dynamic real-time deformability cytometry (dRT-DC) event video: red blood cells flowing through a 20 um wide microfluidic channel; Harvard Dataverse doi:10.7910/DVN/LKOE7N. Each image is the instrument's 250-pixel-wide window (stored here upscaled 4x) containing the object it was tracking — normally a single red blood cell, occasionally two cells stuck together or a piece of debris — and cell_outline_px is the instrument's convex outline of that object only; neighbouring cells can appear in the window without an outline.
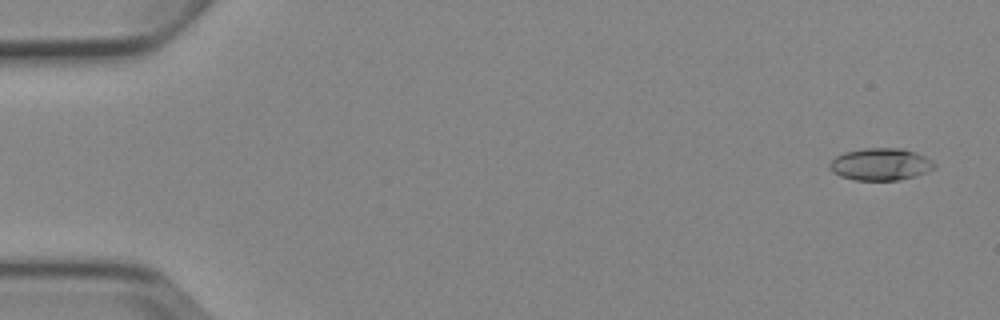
{"species": "Egyptian fruit bat (a non-hibernating species)", "species_latin": "Rousettus aegyptiacus", "temperature_condition": "cold", "stored_images_in_passage": 4, "camera_frame_rate_fps": 3000, "um_per_image_px": 0.085, "animal": {"sex": "female"}, "frame": {"image": 1, "passage_image": 1, "time_ms": 0.0, "image_size_px": [1000, 320], "cell_outline_px": [[936, 168], [916, 176], [900, 180], [852, 180], [840, 176], [832, 172], [828, 168], [828, 164], [836, 156], [844, 152], [864, 148], [904, 148], [916, 152], [932, 160], [936, 164]], "centroid_in_image_um": [74.85, 13.96], "position_along_channel_um": 10.2, "area_um2": 19.94}}
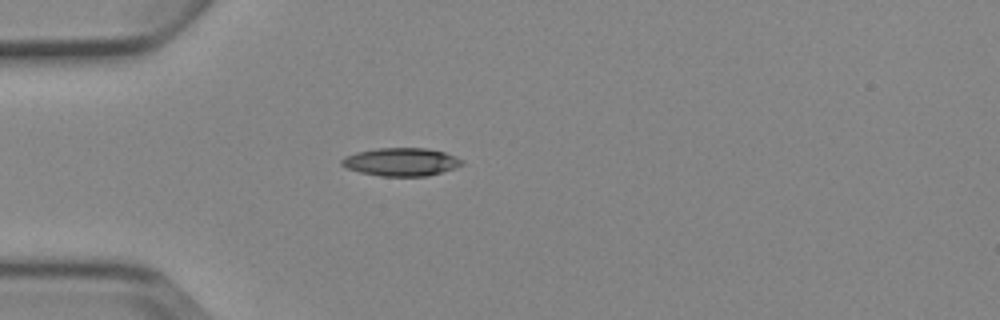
{"frame": {"image": 2, "passage_image": 4, "time_ms": 4.333, "image_size_px": [1000, 320], "cell_outline_px": [[464, 164], [428, 176], [380, 176], [360, 172], [348, 168], [340, 164], [340, 160], [344, 156], [356, 152], [376, 148], [428, 148], [444, 152], [464, 160]], "centroid_in_image_um": [34.07, 13.75], "position_along_channel_um": 50.9, "area_um2": 19.65}}